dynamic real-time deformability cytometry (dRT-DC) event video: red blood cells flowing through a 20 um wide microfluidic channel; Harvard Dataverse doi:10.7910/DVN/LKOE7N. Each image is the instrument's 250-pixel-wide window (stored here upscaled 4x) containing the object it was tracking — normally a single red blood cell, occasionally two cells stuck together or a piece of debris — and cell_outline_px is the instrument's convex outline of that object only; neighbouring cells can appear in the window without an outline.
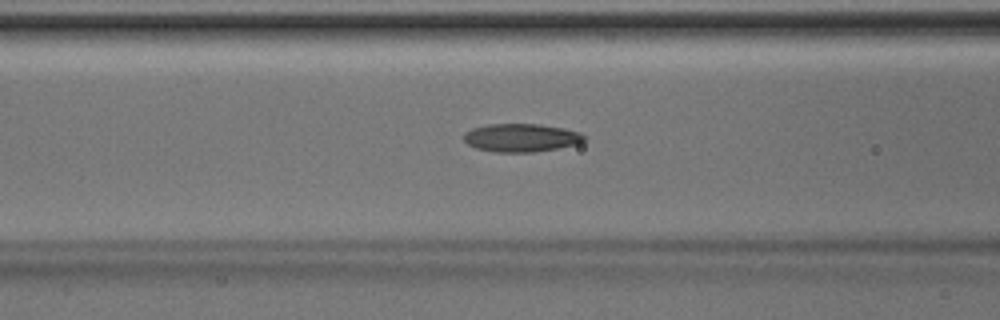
{"species": "Egyptian fruit bat (a non-hibernating species)", "species_latin": "Rousettus aegyptiacus", "temperature_condition": "room temperature", "stored_images_in_passage": 43, "camera_frame_rate_fps": 3000, "um_per_image_px": 0.085, "animal": {"sex": "male"}, "frame": {"image": 1, "passage_image": 20, "time_ms": 6.333, "image_size_px": [1000, 320], "cell_outline_px": [[584, 140], [580, 144], [536, 152], [492, 152], [476, 148], [468, 144], [464, 140], [464, 132], [472, 128], [488, 124], [540, 124], [564, 128], [580, 132], [584, 136]], "centroid_in_image_um": [44.3, 11.71], "position_along_channel_um": 122.3, "area_um2": 19.94}}
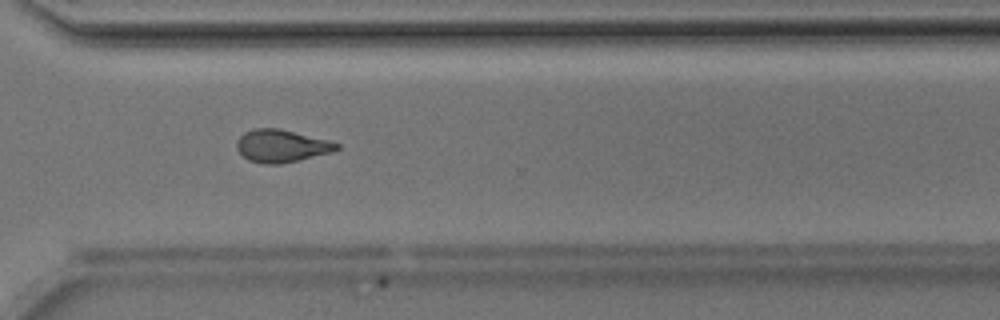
{"frame": {"image": 2, "passage_image": 36, "time_ms": 11.667, "image_size_px": [1000, 320], "cell_outline_px": [[340, 148], [332, 152], [280, 164], [264, 164], [248, 160], [236, 148], [236, 140], [244, 132], [256, 128], [280, 128], [328, 140], [340, 144]], "centroid_in_image_um": [23.91, 12.39], "position_along_channel_um": 346.7, "area_um2": 18.96}}
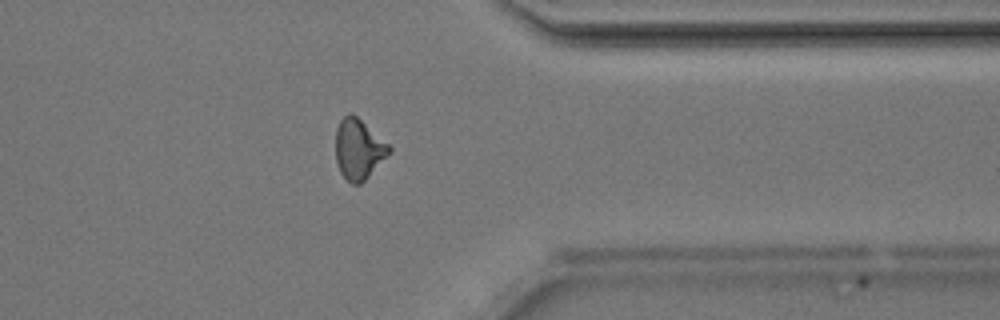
{"frame": {"image": 3, "passage_image": 39, "time_ms": 12.667, "image_size_px": [1000, 320], "cell_outline_px": [[392, 152], [360, 184], [352, 184], [340, 172], [336, 160], [336, 128], [340, 120], [348, 112], [352, 112], [388, 144], [392, 148]], "centroid_in_image_um": [30.48, 12.66], "position_along_channel_um": 380.9, "area_um2": 18.67}, "authors_computed_cell_mechanics": {"area_um2": 19.4786, "velocity_mm_per_s": 4.2084, "shape_relaxation_time_tau1_ms": 5.6323, "shape_relaxation_time_tau2_ms": 2.4532, "deformation_change_tau1": 0.157, "deformation_change_tau2": 0.1057}}